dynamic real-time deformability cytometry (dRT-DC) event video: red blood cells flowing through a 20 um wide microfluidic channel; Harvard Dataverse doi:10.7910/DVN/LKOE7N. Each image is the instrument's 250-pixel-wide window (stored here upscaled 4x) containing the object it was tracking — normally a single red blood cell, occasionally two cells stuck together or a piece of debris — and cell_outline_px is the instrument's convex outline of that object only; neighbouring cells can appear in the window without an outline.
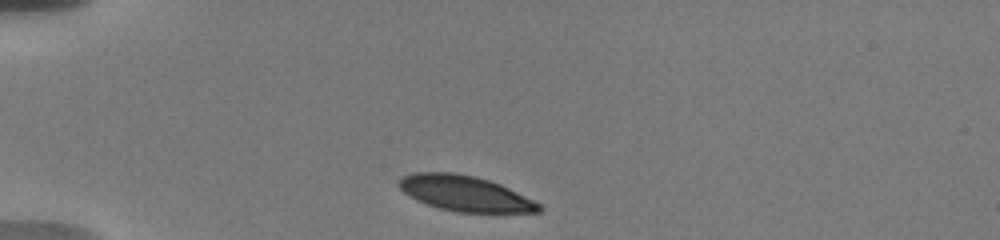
{"species": "human", "species_latin": "Homo sapiens", "temperature_condition": "warm", "stored_images_in_passage": 20, "camera_frame_rate_fps": 3000, "um_per_image_px": 0.085, "donor": {"sex": "male"}, "frame": {"image": 1, "passage_image": 1, "time_ms": 0.0, "image_size_px": [1000, 240], "cell_outline_px": [[544, 208], [540, 212], [456, 212], [440, 208], [428, 204], [404, 192], [396, 184], [396, 180], [412, 172], [452, 172], [472, 176], [488, 180], [500, 184], [540, 204]], "centroid_in_image_um": [39.5, 16.43], "position_along_channel_um": 45.5, "area_um2": 28.5}}
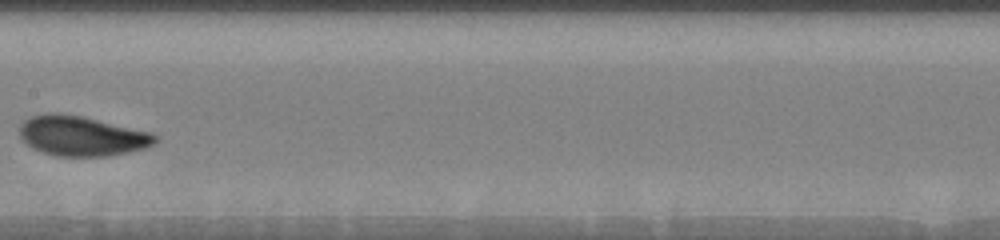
{"frame": {"image": 2, "passage_image": 9, "time_ms": 5.333, "image_size_px": [1000, 240], "cell_outline_px": [[160, 140], [144, 148], [128, 152], [108, 156], [56, 156], [32, 148], [20, 136], [20, 124], [24, 120], [32, 116], [48, 112], [60, 112], [80, 116], [152, 132], [160, 136]], "centroid_in_image_um": [6.97, 11.55], "position_along_channel_um": 200.4, "area_um2": 31.56}}
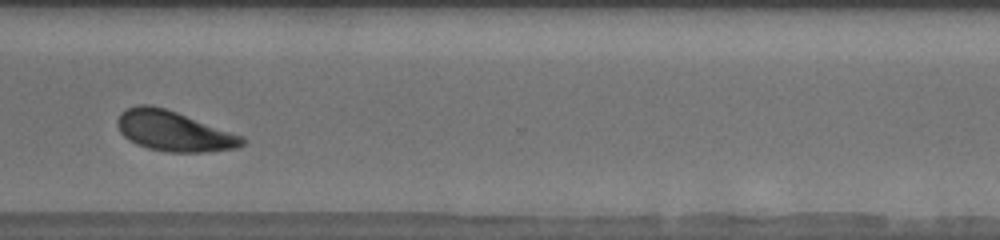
{"frame": {"image": 3, "passage_image": 15, "time_ms": 9.667, "image_size_px": [1000, 240], "cell_outline_px": [[248, 140], [240, 148], [204, 152], [168, 152], [148, 148], [136, 144], [128, 140], [120, 132], [116, 124], [116, 120], [120, 112], [136, 104], [148, 104], [164, 108], [176, 112], [244, 136]], "centroid_in_image_um": [14.77, 11.15], "position_along_channel_um": 355.8, "area_um2": 29.42}, "authors_computed_cell_mechanics": {"area_um2": 29.8248, "velocity_mm_per_s": 3.5901, "shape_relaxation_time_tau1_ms": 2.6144, "shape_relaxation_time_tau2_ms": 1.5353, "deformation_change_tau1": 0.1412, "deformation_change_tau2": 0.0693}}